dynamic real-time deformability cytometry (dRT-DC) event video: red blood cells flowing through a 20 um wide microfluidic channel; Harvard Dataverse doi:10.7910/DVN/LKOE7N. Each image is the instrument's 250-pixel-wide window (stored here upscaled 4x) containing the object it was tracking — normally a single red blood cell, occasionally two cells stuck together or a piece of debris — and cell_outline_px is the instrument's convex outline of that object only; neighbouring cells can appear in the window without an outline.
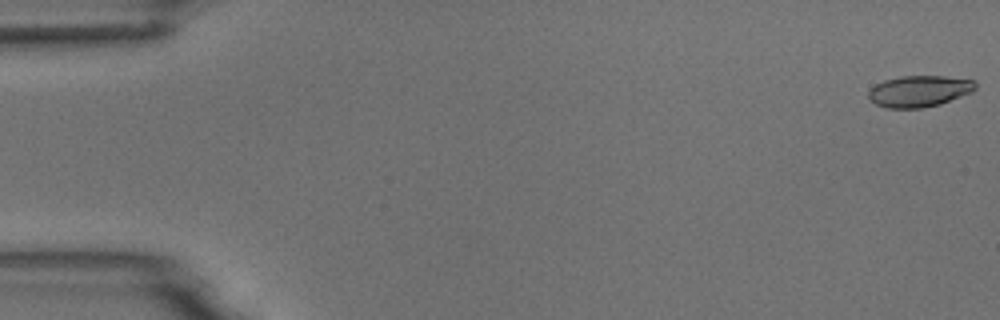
{"species": "common noctule bat (a hibernating species)", "species_latin": "Nyctalus noctula", "temperature_condition": "room temperature", "stored_images_in_passage": 6, "camera_frame_rate_fps": 3000, "um_per_image_px": 0.085, "animal": {"sex": "male", "body_mass_g": 18.8}, "frame": {"image": 1, "passage_image": 1, "time_ms": 0.0, "image_size_px": [1000, 320], "cell_outline_px": [[976, 88], [972, 92], [940, 104], [920, 108], [888, 108], [876, 104], [868, 96], [868, 92], [876, 84], [884, 80], [900, 76], [944, 76], [976, 80]], "centroid_in_image_um": [78.16, 7.74], "position_along_channel_um": 6.8, "area_um2": 19.48}}
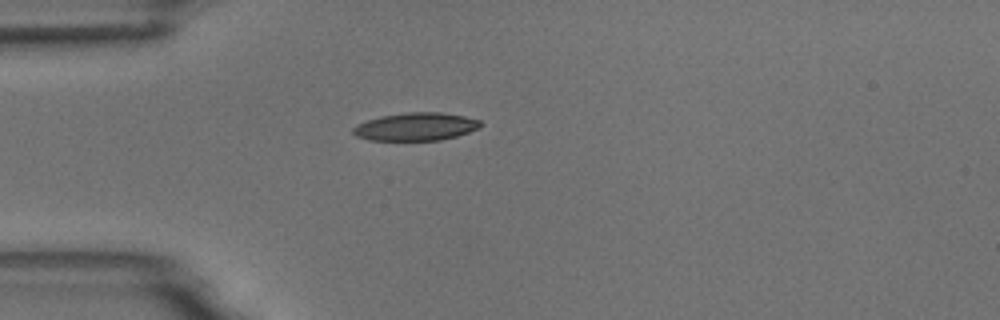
{"frame": {"image": 2, "passage_image": 5, "time_ms": 4.667, "image_size_px": [1000, 320], "cell_outline_px": [[484, 124], [480, 128], [456, 136], [440, 140], [368, 140], [356, 136], [352, 132], [352, 128], [356, 124], [380, 116], [408, 112], [440, 112], [464, 116], [480, 120]], "centroid_in_image_um": [35.35, 10.76], "position_along_channel_um": 49.7, "area_um2": 20.81}}